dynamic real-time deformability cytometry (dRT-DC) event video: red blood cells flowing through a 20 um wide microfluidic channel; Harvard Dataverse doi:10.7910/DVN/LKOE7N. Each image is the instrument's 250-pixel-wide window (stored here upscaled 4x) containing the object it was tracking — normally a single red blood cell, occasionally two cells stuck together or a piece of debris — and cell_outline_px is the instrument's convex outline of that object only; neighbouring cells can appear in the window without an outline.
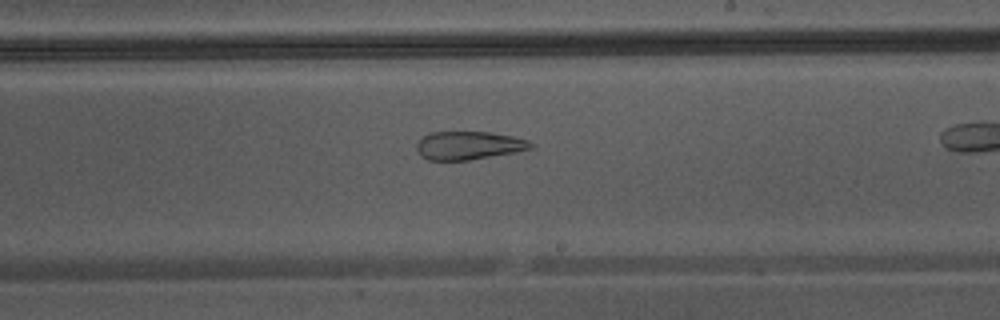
{"species": "Egyptian fruit bat (a non-hibernating species)", "species_latin": "Rousettus aegyptiacus", "temperature_condition": "warm", "stored_images_in_passage": 21, "camera_frame_rate_fps": 3000, "um_per_image_px": 0.085, "animal": {"sex": "male"}, "frame": {"image": 1, "passage_image": 12, "time_ms": 3.667, "image_size_px": [1000, 320], "cell_outline_px": [[532, 148], [516, 152], [468, 160], [428, 160], [420, 156], [416, 148], [416, 144], [428, 132], [492, 132], [512, 136], [528, 140], [532, 144]], "centroid_in_image_um": [39.81, 12.36], "position_along_channel_um": 249.2, "area_um2": 18.79}}